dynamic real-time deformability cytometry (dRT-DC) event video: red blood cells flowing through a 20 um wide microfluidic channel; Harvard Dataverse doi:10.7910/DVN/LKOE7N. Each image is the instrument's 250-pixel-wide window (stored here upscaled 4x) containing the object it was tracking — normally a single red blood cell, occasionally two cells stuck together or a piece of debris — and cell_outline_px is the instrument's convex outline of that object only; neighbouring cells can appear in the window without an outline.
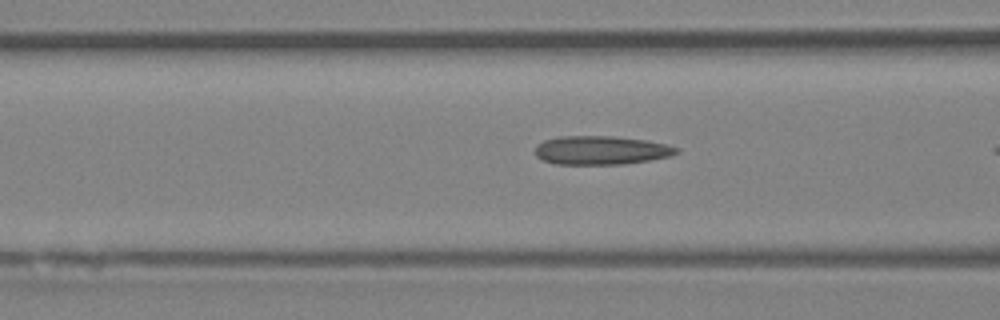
{"species": "Egyptian fruit bat (a non-hibernating species)", "species_latin": "Rousettus aegyptiacus", "temperature_condition": "room temperature", "stored_images_in_passage": 14, "camera_frame_rate_fps": 3000, "um_per_image_px": 0.085, "animal": {"sex": "female"}, "frame": {"image": 1, "passage_image": 12, "time_ms": 3.667, "image_size_px": [1000, 320], "cell_outline_px": [[680, 152], [668, 156], [648, 160], [624, 164], [556, 164], [544, 160], [536, 156], [536, 144], [544, 140], [560, 136], [612, 136], [644, 140], [668, 144], [680, 148]], "centroid_in_image_um": [51.1, 12.76], "position_along_channel_um": 115.5, "area_um2": 23.58}}